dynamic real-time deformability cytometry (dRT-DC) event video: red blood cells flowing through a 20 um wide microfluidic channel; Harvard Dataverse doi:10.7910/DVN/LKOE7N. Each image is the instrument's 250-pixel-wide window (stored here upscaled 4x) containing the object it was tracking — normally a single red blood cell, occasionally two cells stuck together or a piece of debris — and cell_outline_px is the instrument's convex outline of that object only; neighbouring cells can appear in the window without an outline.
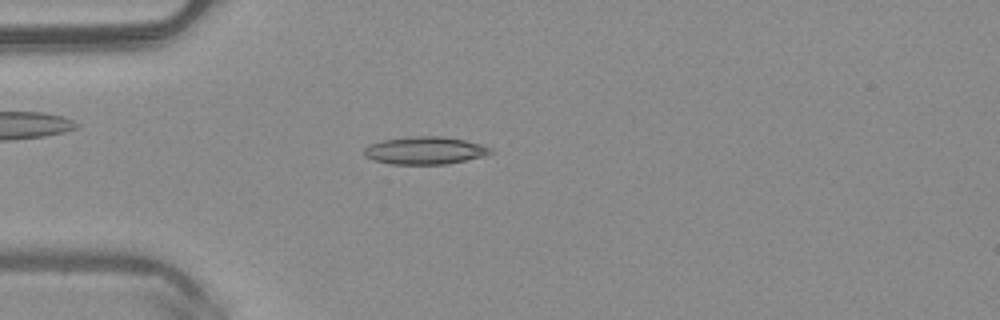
{"species": "common noctule bat (a hibernating species)", "species_latin": "Nyctalus noctula", "temperature_condition": "warm", "stored_images_in_passage": 50, "camera_frame_rate_fps": 3000, "um_per_image_px": 0.085, "animal": {"sex": "male", "body_mass_g": 20.4}, "frame": {"image": 1, "passage_image": 14, "time_ms": 4.333, "image_size_px": [1000, 320], "cell_outline_px": [[492, 152], [484, 156], [448, 164], [392, 164], [372, 160], [364, 156], [364, 148], [368, 144], [380, 140], [416, 136], [444, 136], [464, 140], [480, 144], [492, 148]], "centroid_in_image_um": [36.09, 12.79], "position_along_channel_um": 48.9, "area_um2": 20.46}}
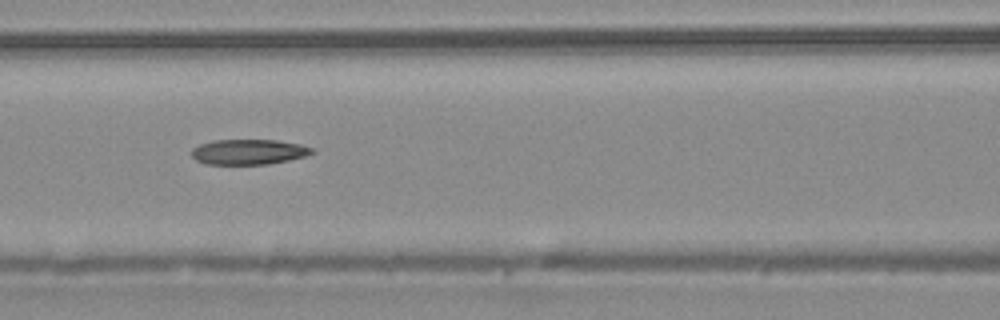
{"frame": {"image": 2, "passage_image": 22, "time_ms": 7.0, "image_size_px": [1000, 320], "cell_outline_px": [[316, 152], [304, 156], [288, 160], [268, 164], [204, 164], [196, 160], [192, 156], [192, 148], [200, 144], [212, 140], [276, 140], [300, 144], [316, 148]], "centroid_in_image_um": [21.15, 12.9], "position_along_channel_um": 145.4, "area_um2": 17.8}}
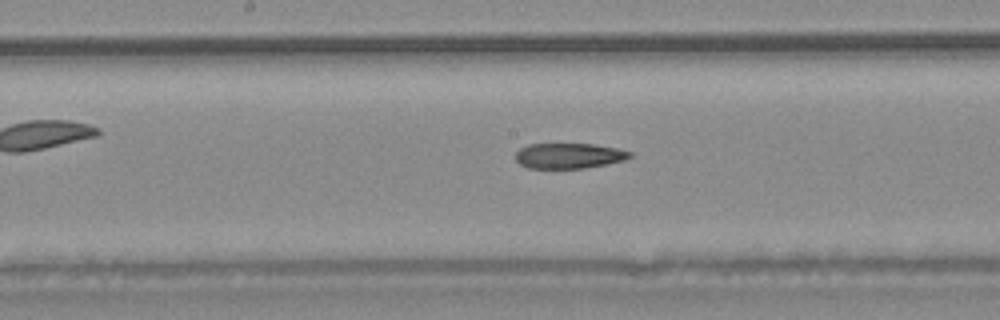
{"frame": {"image": 3, "passage_image": 26, "time_ms": 8.333, "image_size_px": [1000, 320], "cell_outline_px": [[632, 156], [624, 160], [584, 168], [528, 168], [520, 164], [516, 160], [516, 152], [520, 148], [528, 144], [592, 144], [616, 148], [632, 152]], "centroid_in_image_um": [48.34, 13.23], "position_along_channel_um": 199.9, "area_um2": 16.76}, "authors_computed_cell_mechanics": {"area_um2": 18.8717, "velocity_mm_per_s": 4.0954, "shape_relaxation_time_tau1_ms": null, "shape_relaxation_time_tau2_ms": 8.0209, "deformation_change_tau1": null, "deformation_change_tau2": 0.2273}}